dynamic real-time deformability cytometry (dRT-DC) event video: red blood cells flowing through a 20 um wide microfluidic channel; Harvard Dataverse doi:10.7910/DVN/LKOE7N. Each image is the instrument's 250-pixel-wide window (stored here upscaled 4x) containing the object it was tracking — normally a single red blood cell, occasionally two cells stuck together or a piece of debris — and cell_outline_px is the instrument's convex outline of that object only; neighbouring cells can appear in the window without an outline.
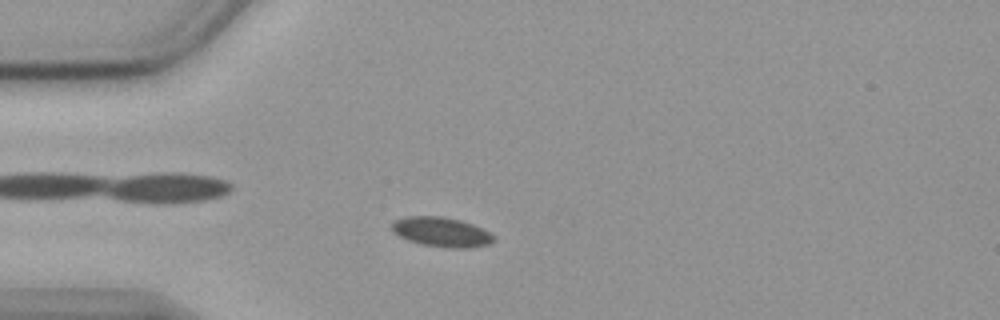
{"species": "common noctule bat (a hibernating species)", "species_latin": "Nyctalus noctula", "temperature_condition": "cold", "stored_images_in_passage": 52, "camera_frame_rate_fps": 3000, "um_per_image_px": 0.085, "animal": {"sex": "female", "body_mass_g": 19.9}, "frame": {"image": 1, "passage_image": 10, "time_ms": 3.0, "image_size_px": [1000, 320], "cell_outline_px": [[492, 240], [488, 244], [468, 248], [444, 248], [420, 244], [408, 240], [392, 232], [392, 224], [396, 220], [404, 216], [440, 216], [460, 220], [472, 224], [488, 232], [492, 236]], "centroid_in_image_um": [37.46, 19.72], "position_along_channel_um": 47.5, "area_um2": 17.4}}
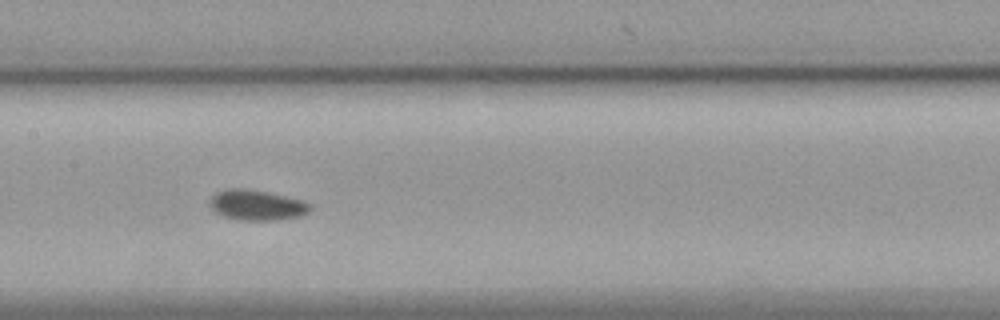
{"frame": {"image": 2, "passage_image": 23, "time_ms": 7.333, "image_size_px": [1000, 320], "cell_outline_px": [[312, 208], [308, 212], [300, 216], [280, 220], [236, 220], [224, 216], [216, 212], [208, 204], [212, 196], [216, 192], [228, 188], [240, 188], [264, 192], [304, 200], [312, 204]], "centroid_in_image_um": [21.84, 17.44], "position_along_channel_um": 185.6, "area_um2": 17.74}}
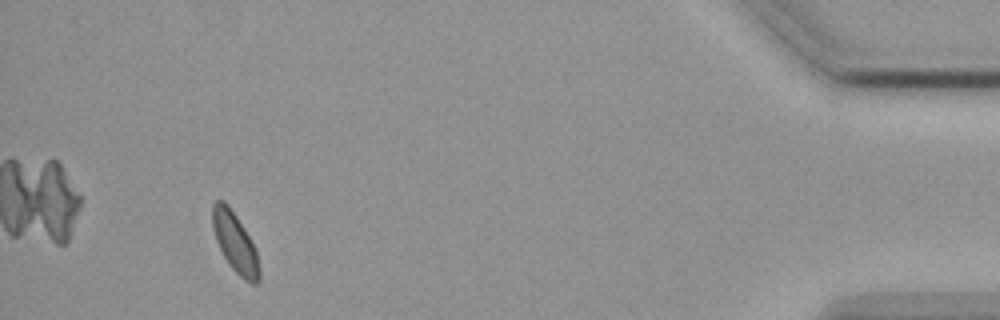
{"frame": {"image": 3, "passage_image": 48, "time_ms": 15.667, "image_size_px": [1000, 320], "cell_outline_px": [[260, 280], [256, 284], [252, 284], [244, 280], [232, 268], [224, 256], [216, 240], [212, 224], [212, 204], [216, 200], [224, 200], [228, 204], [236, 216], [256, 248], [260, 268]], "centroid_in_image_um": [19.99, 20.62], "position_along_channel_um": 415.2, "area_um2": 16.24}}